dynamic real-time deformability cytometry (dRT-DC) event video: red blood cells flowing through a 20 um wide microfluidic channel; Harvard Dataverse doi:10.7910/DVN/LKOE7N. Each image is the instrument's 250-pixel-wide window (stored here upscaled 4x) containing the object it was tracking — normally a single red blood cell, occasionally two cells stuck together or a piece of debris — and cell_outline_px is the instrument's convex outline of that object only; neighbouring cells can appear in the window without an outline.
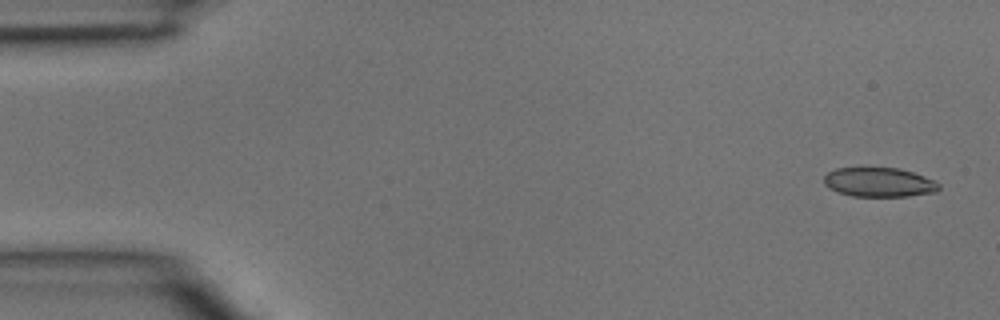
{"species": "common noctule bat (a hibernating species)", "species_latin": "Nyctalus noctula", "temperature_condition": "room temperature", "stored_images_in_passage": 3, "camera_frame_rate_fps": 3000, "um_per_image_px": 0.085, "animal": {"sex": "male", "body_mass_g": 15.6}, "frame": {"image": 1, "passage_image": 1, "time_ms": 0.0, "image_size_px": [1000, 320], "cell_outline_px": [[940, 188], [936, 192], [908, 196], [852, 196], [828, 188], [824, 184], [824, 176], [828, 172], [836, 168], [900, 168], [924, 176], [940, 184]], "centroid_in_image_um": [74.72, 15.49], "position_along_channel_um": 10.3, "area_um2": 19.54}}